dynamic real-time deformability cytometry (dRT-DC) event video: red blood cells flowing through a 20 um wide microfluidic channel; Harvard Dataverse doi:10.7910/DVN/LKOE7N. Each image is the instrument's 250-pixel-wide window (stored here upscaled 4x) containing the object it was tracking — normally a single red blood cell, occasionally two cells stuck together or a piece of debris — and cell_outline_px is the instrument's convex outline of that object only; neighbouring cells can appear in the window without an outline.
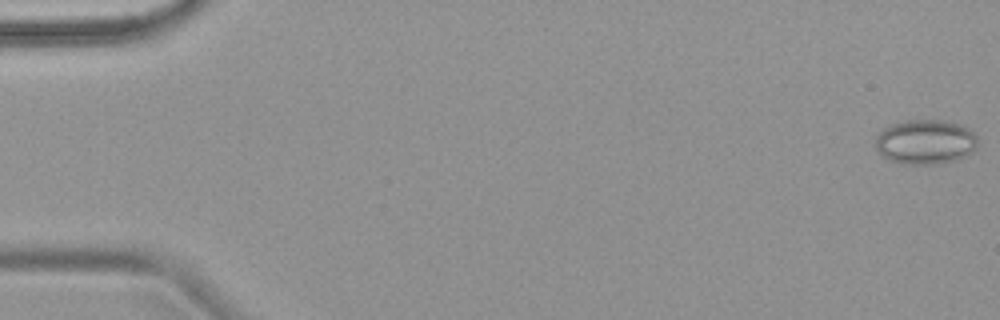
{"species": "common noctule bat (a hibernating species)", "species_latin": "Nyctalus noctula", "temperature_condition": "warm", "stored_images_in_passage": 4, "camera_frame_rate_fps": 3000, "um_per_image_px": 0.085, "animal": {"sex": "female", "body_mass_g": 18.4}, "frame": {"image": 1, "passage_image": 1, "time_ms": 0.0, "image_size_px": [1000, 320], "cell_outline_px": [[976, 148], [972, 152], [964, 156], [952, 160], [936, 164], [904, 164], [888, 160], [880, 156], [876, 148], [876, 136], [884, 128], [892, 124], [908, 120], [940, 120], [960, 124], [968, 128], [976, 136]], "centroid_in_image_um": [78.62, 12.07], "position_along_channel_um": 6.4, "area_um2": 26.53}}